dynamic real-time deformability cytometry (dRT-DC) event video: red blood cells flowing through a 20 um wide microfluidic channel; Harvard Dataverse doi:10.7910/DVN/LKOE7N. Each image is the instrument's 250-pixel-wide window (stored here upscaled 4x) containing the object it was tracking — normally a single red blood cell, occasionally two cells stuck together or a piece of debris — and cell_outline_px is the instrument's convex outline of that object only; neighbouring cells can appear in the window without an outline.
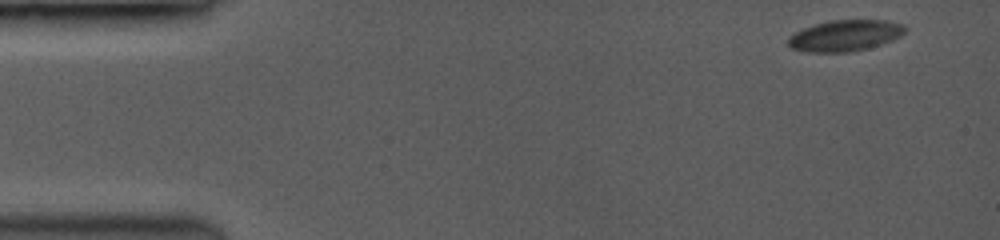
{"species": "common noctule bat (a hibernating species)", "species_latin": "Nyctalus noctula", "temperature_condition": "room temperature", "stored_images_in_passage": 4, "camera_frame_rate_fps": 3500, "um_per_image_px": 0.085, "animal": {"sex": "female", "body_mass_g": 19.0, "forearm_length_mm": 53.3}, "frame": {"image": 1, "passage_image": 1, "time_ms": 0.0, "image_size_px": [1000, 240], "cell_outline_px": [[904, 32], [900, 36], [864, 48], [844, 52], [812, 52], [792, 48], [788, 44], [788, 40], [796, 32], [804, 28], [816, 24], [836, 20], [880, 20], [900, 24], [904, 28]], "centroid_in_image_um": [71.77, 3.02], "position_along_channel_um": 13.2, "area_um2": 20.17}}
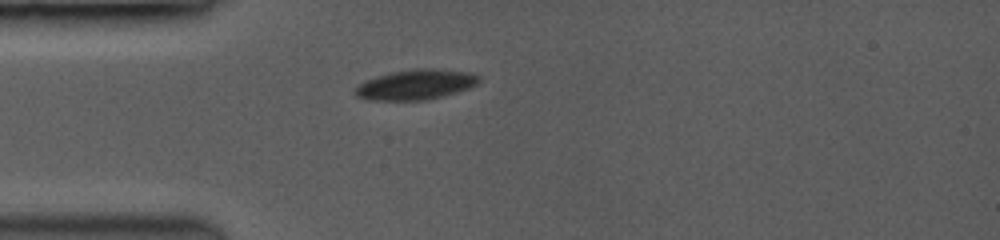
{"frame": {"image": 2, "passage_image": 4, "time_ms": 3.714, "image_size_px": [1000, 240], "cell_outline_px": [[480, 80], [476, 84], [468, 88], [440, 96], [420, 100], [372, 100], [356, 96], [356, 88], [360, 84], [368, 80], [392, 72], [460, 72], [476, 76]], "centroid_in_image_um": [35.24, 7.27], "position_along_channel_um": 49.8, "area_um2": 19.54}}